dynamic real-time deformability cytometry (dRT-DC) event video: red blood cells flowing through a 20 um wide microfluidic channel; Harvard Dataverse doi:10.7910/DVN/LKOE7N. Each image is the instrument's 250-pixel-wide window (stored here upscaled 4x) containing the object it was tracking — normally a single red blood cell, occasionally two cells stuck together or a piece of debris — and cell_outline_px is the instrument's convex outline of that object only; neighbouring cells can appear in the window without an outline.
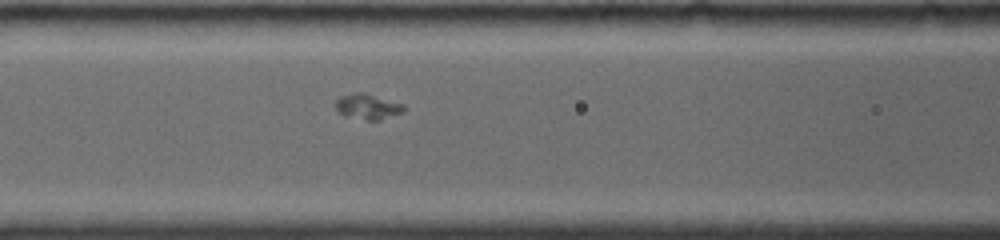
{"species": "common noctule bat (a hibernating species)", "species_latin": "Nyctalus noctula", "temperature_condition": "room temperature", "stored_images_in_passage": 24, "camera_frame_rate_fps": 4000, "um_per_image_px": 0.085, "animal": {"sex": "female", "body_mass_g": 19.0, "forearm_length_mm": 56.7}, "frame": {"image": 1, "passage_image": 17, "time_ms": 4.75, "image_size_px": [1000, 240], "cell_outline_px": [[404, 112], [380, 120], [368, 120], [344, 116], [336, 108], [336, 100], [340, 96], [356, 92], [364, 92], [404, 104]], "centroid_in_image_um": [31.26, 9.06], "position_along_channel_um": 135.3, "area_um2": 10.12}}